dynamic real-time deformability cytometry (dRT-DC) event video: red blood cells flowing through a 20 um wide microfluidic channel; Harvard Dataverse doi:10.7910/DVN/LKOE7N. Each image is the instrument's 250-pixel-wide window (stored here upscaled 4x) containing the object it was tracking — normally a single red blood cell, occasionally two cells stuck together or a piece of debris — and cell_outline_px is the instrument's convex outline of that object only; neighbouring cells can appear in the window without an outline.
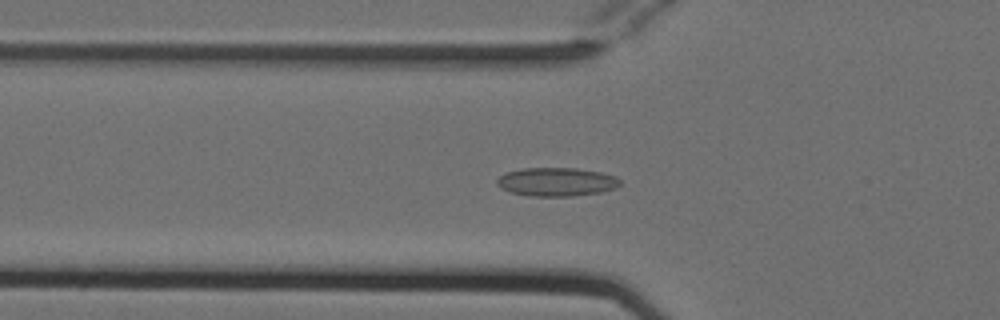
{"species": "Egyptian fruit bat (a non-hibernating species)", "species_latin": "Rousettus aegyptiacus", "temperature_condition": "cold", "stored_images_in_passage": 49, "camera_frame_rate_fps": 3000, "um_per_image_px": 0.085, "animal": {"sex": "female"}, "frame": {"image": 1, "passage_image": 14, "time_ms": 4.333, "image_size_px": [1000, 320], "cell_outline_px": [[620, 184], [616, 188], [600, 192], [572, 196], [528, 196], [508, 192], [500, 188], [496, 184], [496, 180], [500, 176], [508, 172], [524, 168], [576, 168], [600, 172], [616, 176], [620, 180]], "centroid_in_image_um": [47.29, 15.46], "position_along_channel_um": 78.5, "area_um2": 20.58}}
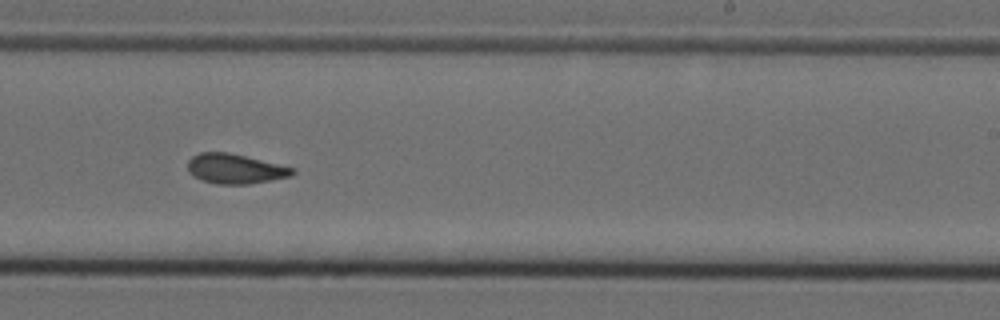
{"frame": {"image": 2, "passage_image": 29, "time_ms": 9.333, "image_size_px": [1000, 320], "cell_outline_px": [[296, 172], [292, 176], [248, 184], [216, 184], [200, 180], [192, 176], [188, 172], [188, 160], [192, 156], [200, 152], [228, 152], [296, 168]], "centroid_in_image_um": [19.97, 14.35], "position_along_channel_um": 269.0, "area_um2": 18.32}}
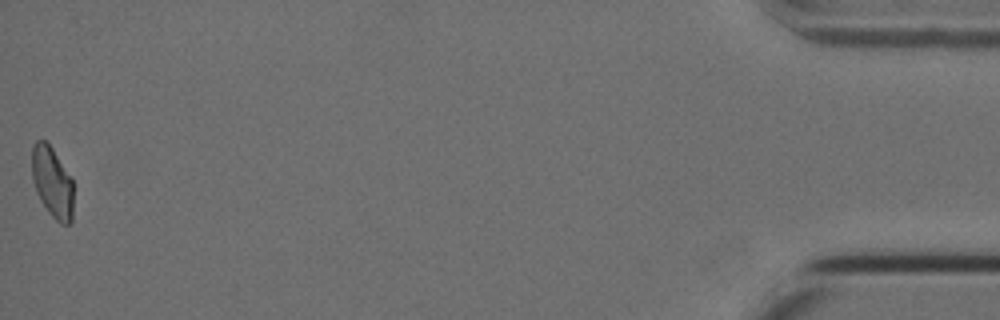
{"frame": {"image": 3, "passage_image": 49, "time_ms": 16.0, "image_size_px": [1000, 320], "cell_outline_px": [[72, 220], [68, 224], [60, 224], [48, 212], [40, 200], [36, 192], [32, 180], [32, 144], [36, 140], [44, 140], [52, 148], [72, 176]], "centroid_in_image_um": [4.43, 15.48], "position_along_channel_um": 430.8, "area_um2": 17.28}, "authors_computed_cell_mechanics": {"area_um2": 18.3804, "velocity_mm_per_s": 3.7959, "shape_relaxation_time_tau1_ms": null, "shape_relaxation_time_tau2_ms": 1.6687, "deformation_change_tau1": null, "deformation_change_tau2": 0.0798}}